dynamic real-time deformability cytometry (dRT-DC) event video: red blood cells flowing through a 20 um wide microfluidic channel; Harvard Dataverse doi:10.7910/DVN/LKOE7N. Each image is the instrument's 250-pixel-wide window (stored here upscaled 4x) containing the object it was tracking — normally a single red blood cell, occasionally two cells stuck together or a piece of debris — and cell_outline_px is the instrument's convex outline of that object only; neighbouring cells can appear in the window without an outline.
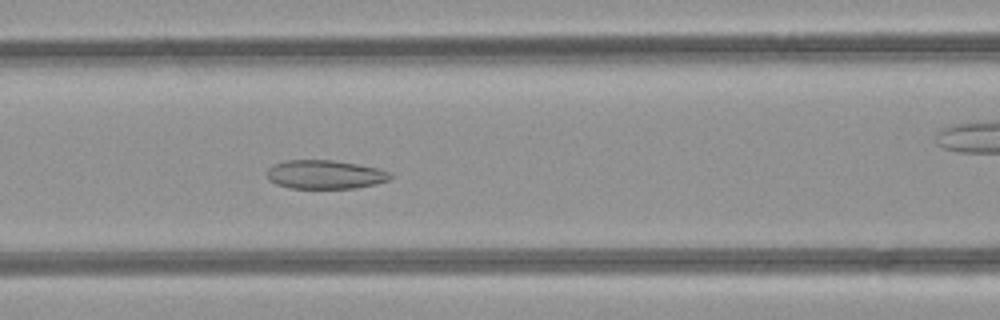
{"species": "common noctule bat (a hibernating species)", "species_latin": "Nyctalus noctula", "temperature_condition": "room temperature", "stored_images_in_passage": 43, "camera_frame_rate_fps": 3000, "um_per_image_px": 0.085, "animal": {"sex": "female", "body_mass_g": 21.9}, "frame": {"image": 1, "passage_image": 14, "time_ms": 4.333, "image_size_px": [1000, 320], "cell_outline_px": [[392, 176], [388, 180], [376, 184], [356, 188], [288, 188], [276, 184], [268, 180], [268, 168], [272, 164], [284, 160], [332, 160], [380, 168], [388, 172]], "centroid_in_image_um": [27.6, 14.83], "position_along_channel_um": 139.0, "area_um2": 20.75}}
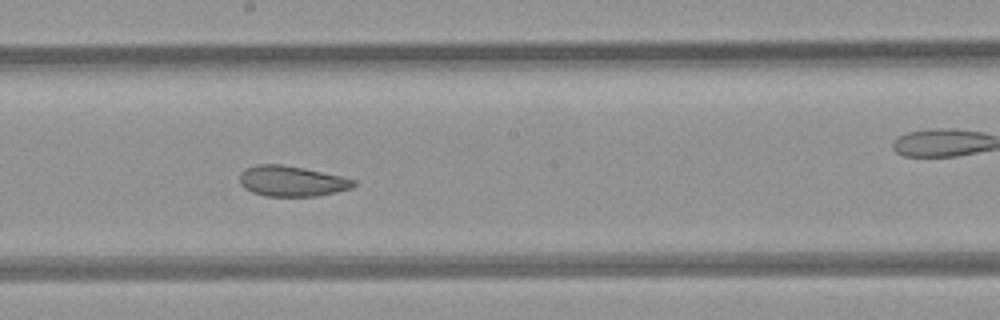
{"frame": {"image": 2, "passage_image": 20, "time_ms": 6.333, "image_size_px": [1000, 320], "cell_outline_px": [[356, 184], [352, 188], [316, 196], [264, 196], [252, 192], [244, 188], [240, 184], [240, 172], [256, 164], [280, 164], [304, 168], [340, 176], [356, 180]], "centroid_in_image_um": [24.78, 15.4], "position_along_channel_um": 223.4, "area_um2": 20.17}}
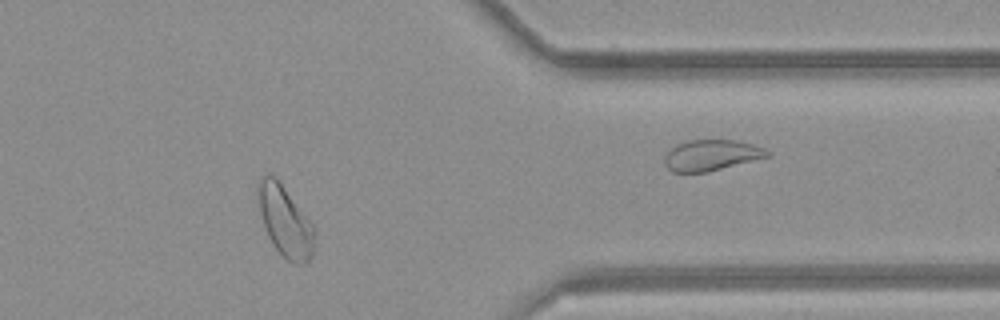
{"frame": {"image": 3, "passage_image": 33, "time_ms": 10.667, "image_size_px": [1000, 320], "cell_outline_px": [[316, 232], [312, 256], [308, 264], [296, 264], [288, 260], [272, 244], [268, 236], [260, 212], [256, 192], [256, 184], [260, 176], [264, 172], [272, 172], [276, 176], [316, 228]], "centroid_in_image_um": [24.23, 18.74], "position_along_channel_um": 387.2, "area_um2": 23.87}, "authors_computed_cell_mechanics": {"area_um2": 23.3512, "velocity_mm_per_s": 4.2195, "shape_relaxation_time_tau1_ms": null, "shape_relaxation_time_tau2_ms": 2.647, "deformation_change_tau1": null, "deformation_change_tau2": 0.0787}}